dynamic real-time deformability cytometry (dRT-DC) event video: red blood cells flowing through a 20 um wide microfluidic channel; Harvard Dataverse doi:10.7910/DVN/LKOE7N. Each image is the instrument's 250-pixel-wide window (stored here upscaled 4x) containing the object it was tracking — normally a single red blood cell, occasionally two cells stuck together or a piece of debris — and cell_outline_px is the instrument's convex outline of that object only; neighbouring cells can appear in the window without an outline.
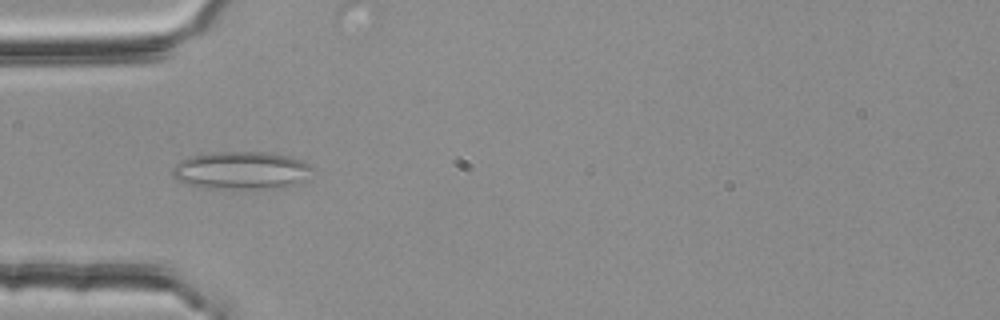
{"species": "common noctule bat (a hibernating species)", "species_latin": "Nyctalus noctula", "temperature_condition": "room temperature", "stored_images_in_passage": 5, "camera_frame_rate_fps": 3000, "um_per_image_px": 0.085, "animal": {"sex": "female", "body_mass_g": 25.1}, "frame": {"image": 1, "passage_image": 2, "time_ms": 0.333, "image_size_px": [1000, 320], "cell_outline_px": [[316, 168], [312, 180], [284, 188], [256, 192], [208, 188], [184, 184], [176, 180], [172, 176], [172, 168], [180, 160], [188, 156], [208, 152], [268, 152], [292, 156]], "centroid_in_image_um": [20.61, 14.54], "position_along_channel_um": 64.4, "area_um2": 32.95}}